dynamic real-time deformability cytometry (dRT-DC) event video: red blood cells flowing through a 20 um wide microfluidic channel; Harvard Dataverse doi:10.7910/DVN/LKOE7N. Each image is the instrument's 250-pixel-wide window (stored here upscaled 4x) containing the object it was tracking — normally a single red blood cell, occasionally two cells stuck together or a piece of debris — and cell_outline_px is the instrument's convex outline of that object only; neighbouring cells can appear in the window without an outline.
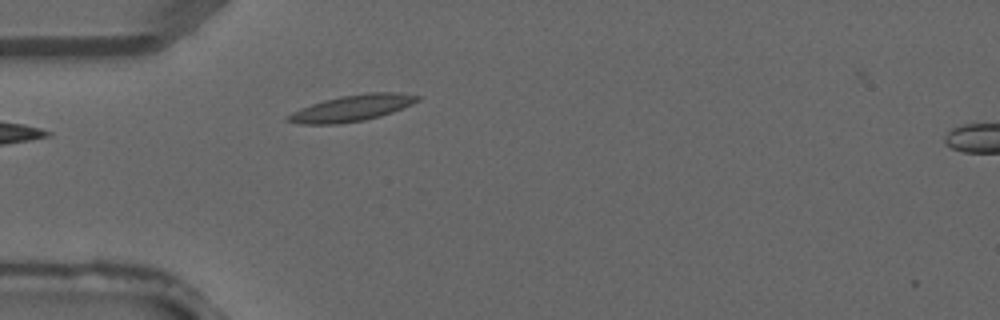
{"species": "common noctule bat (a hibernating species)", "species_latin": "Nyctalus noctula", "temperature_condition": "warm", "stored_images_in_passage": 3, "camera_frame_rate_fps": 3000, "um_per_image_px": 0.085, "animal": {"sex": "male", "forearm_length_mm": 52.5}, "frame": {"image": 1, "passage_image": 2, "time_ms": 0.333, "image_size_px": [1000, 320], "cell_outline_px": [[420, 100], [412, 104], [392, 112], [380, 116], [364, 120], [336, 124], [300, 124], [284, 120], [284, 116], [300, 108], [324, 100], [344, 96], [368, 92], [400, 92], [420, 96]], "centroid_in_image_um": [29.9, 9.19], "position_along_channel_um": 55.1, "area_um2": 19.77}}